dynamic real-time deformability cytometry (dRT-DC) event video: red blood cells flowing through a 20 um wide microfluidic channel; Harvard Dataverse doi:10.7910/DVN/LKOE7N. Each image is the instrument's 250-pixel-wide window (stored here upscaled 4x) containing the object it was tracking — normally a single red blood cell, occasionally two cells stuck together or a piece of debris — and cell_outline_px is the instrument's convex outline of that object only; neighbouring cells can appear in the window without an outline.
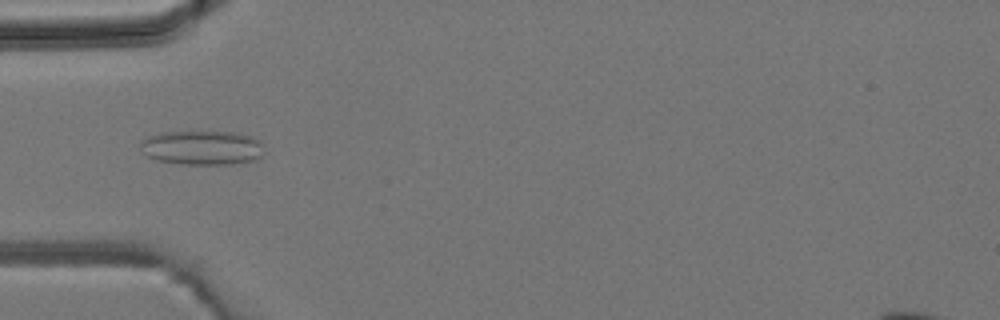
{"species": "common noctule bat (a hibernating species)", "species_latin": "Nyctalus noctula", "temperature_condition": "room temperature", "stored_images_in_passage": 4, "camera_frame_rate_fps": 3000, "um_per_image_px": 0.085, "animal": {"sex": "male", "body_mass_g": 19.2, "forearm_length_mm": 51.8}, "frame": {"image": 1, "passage_image": 3, "time_ms": 3.333, "image_size_px": [1000, 320], "cell_outline_px": [[264, 152], [256, 160], [228, 164], [180, 164], [156, 160], [148, 156], [144, 152], [140, 144], [140, 140], [148, 136], [160, 132], [236, 132], [252, 136], [260, 140]], "centroid_in_image_um": [17.19, 12.55], "position_along_channel_um": 67.8, "area_um2": 24.85}}